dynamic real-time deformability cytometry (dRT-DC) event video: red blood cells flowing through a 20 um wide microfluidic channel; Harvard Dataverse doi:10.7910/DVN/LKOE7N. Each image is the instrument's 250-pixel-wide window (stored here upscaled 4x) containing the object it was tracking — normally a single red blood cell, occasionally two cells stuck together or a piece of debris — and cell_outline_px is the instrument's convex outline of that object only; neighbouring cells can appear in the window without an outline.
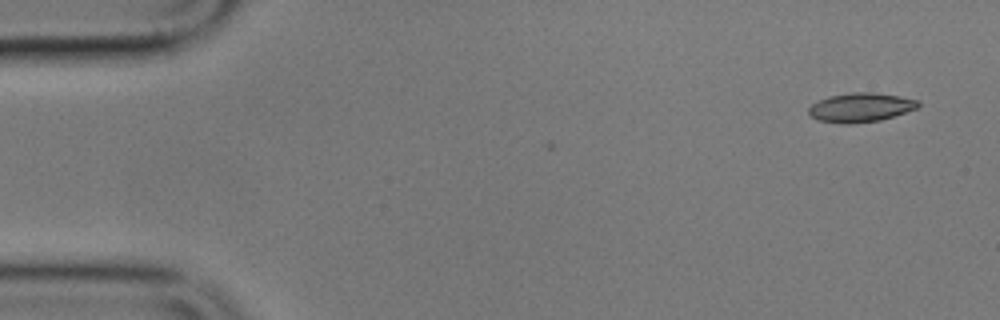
{"species": "common noctule bat (a hibernating species)", "species_latin": "Nyctalus noctula", "temperature_condition": "cold", "stored_images_in_passage": 2, "camera_frame_rate_fps": 3000, "um_per_image_px": 0.085, "animal": {"sex": "male", "body_mass_g": 17.9}, "frame": {"image": 1, "passage_image": 2, "time_ms": 1.0, "image_size_px": [1000, 320], "cell_outline_px": [[920, 104], [916, 108], [880, 120], [848, 124], [840, 124], [816, 120], [808, 116], [808, 108], [812, 104], [828, 96], [852, 92], [872, 92], [900, 96], [920, 100]], "centroid_in_image_um": [73.1, 9.13], "position_along_channel_um": 11.9, "area_um2": 18.67}}